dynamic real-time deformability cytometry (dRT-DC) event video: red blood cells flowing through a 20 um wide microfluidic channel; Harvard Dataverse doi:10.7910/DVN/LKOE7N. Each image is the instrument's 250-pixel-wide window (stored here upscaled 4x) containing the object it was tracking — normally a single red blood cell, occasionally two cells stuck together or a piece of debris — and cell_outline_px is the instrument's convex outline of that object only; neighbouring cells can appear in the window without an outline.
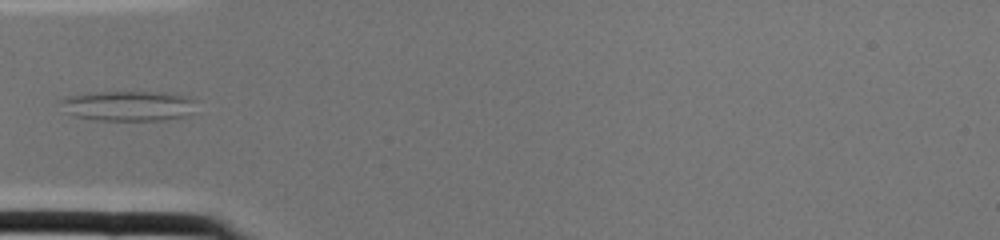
{"species": "common noctule bat (a hibernating species)", "species_latin": "Nyctalus noctula", "temperature_condition": "cold", "stored_images_in_passage": 2, "camera_frame_rate_fps": 3000, "um_per_image_px": 0.085, "animal": {"sex": "female", "body_mass_g": 22.0, "forearm_length_mm": 56.7}, "frame": {"image": 1, "passage_image": 2, "time_ms": 0.333, "image_size_px": [1000, 240], "cell_outline_px": [[196, 112], [184, 116], [164, 120], [100, 120], [76, 116], [64, 112], [56, 100], [68, 96], [92, 92], [168, 92], [192, 96], [196, 100]], "centroid_in_image_um": [10.95, 8.98], "position_along_channel_um": 74.1, "area_um2": 24.45}}